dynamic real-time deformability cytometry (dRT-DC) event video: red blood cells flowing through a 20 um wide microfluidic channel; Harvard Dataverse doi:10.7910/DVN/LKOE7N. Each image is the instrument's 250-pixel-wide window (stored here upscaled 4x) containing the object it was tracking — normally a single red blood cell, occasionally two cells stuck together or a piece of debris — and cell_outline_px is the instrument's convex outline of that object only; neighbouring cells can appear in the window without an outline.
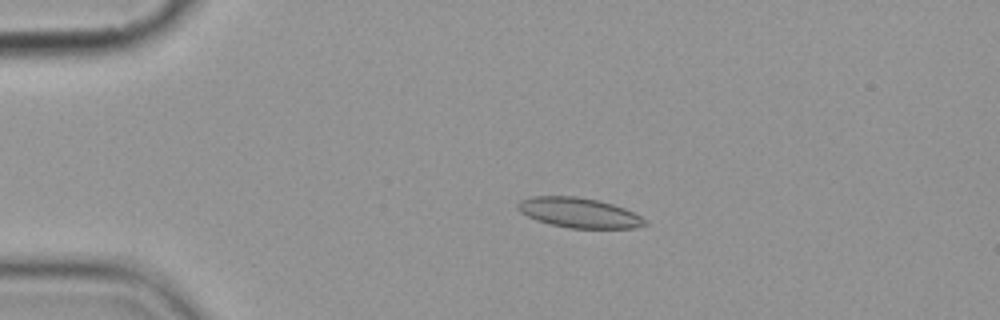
{"species": "common noctule bat (a hibernating species)", "species_latin": "Nyctalus noctula", "temperature_condition": "cold", "stored_images_in_passage": 3, "camera_frame_rate_fps": 3000, "um_per_image_px": 0.085, "animal": {"sex": "female", "body_mass_g": 19.9}, "frame": {"image": 1, "passage_image": 2, "time_ms": 1.333, "image_size_px": [1000, 320], "cell_outline_px": [[648, 224], [636, 228], [568, 228], [548, 224], [536, 220], [520, 212], [516, 208], [516, 204], [520, 200], [532, 196], [576, 196], [600, 200], [624, 208], [648, 220]], "centroid_in_image_um": [49.2, 18.08], "position_along_channel_um": 35.8, "area_um2": 22.43}}